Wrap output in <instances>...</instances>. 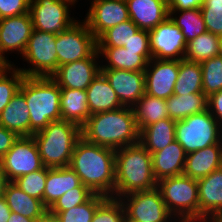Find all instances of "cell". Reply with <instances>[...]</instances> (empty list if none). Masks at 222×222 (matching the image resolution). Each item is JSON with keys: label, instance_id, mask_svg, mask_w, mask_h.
Wrapping results in <instances>:
<instances>
[{"label": "cell", "instance_id": "cell-1", "mask_svg": "<svg viewBox=\"0 0 222 222\" xmlns=\"http://www.w3.org/2000/svg\"><path fill=\"white\" fill-rule=\"evenodd\" d=\"M116 151L85 141L76 143L69 167L94 194L114 197Z\"/></svg>", "mask_w": 222, "mask_h": 222}, {"label": "cell", "instance_id": "cell-2", "mask_svg": "<svg viewBox=\"0 0 222 222\" xmlns=\"http://www.w3.org/2000/svg\"><path fill=\"white\" fill-rule=\"evenodd\" d=\"M82 138L113 150L140 142V131L132 107L100 112L89 116L81 127Z\"/></svg>", "mask_w": 222, "mask_h": 222}, {"label": "cell", "instance_id": "cell-3", "mask_svg": "<svg viewBox=\"0 0 222 222\" xmlns=\"http://www.w3.org/2000/svg\"><path fill=\"white\" fill-rule=\"evenodd\" d=\"M152 154L139 142L116 150L114 198L157 187Z\"/></svg>", "mask_w": 222, "mask_h": 222}, {"label": "cell", "instance_id": "cell-4", "mask_svg": "<svg viewBox=\"0 0 222 222\" xmlns=\"http://www.w3.org/2000/svg\"><path fill=\"white\" fill-rule=\"evenodd\" d=\"M30 114V136L50 122L61 120V88L51 77L24 76L20 89Z\"/></svg>", "mask_w": 222, "mask_h": 222}, {"label": "cell", "instance_id": "cell-5", "mask_svg": "<svg viewBox=\"0 0 222 222\" xmlns=\"http://www.w3.org/2000/svg\"><path fill=\"white\" fill-rule=\"evenodd\" d=\"M32 136L46 168L69 167L76 143L82 137L81 128L65 120L52 121Z\"/></svg>", "mask_w": 222, "mask_h": 222}, {"label": "cell", "instance_id": "cell-6", "mask_svg": "<svg viewBox=\"0 0 222 222\" xmlns=\"http://www.w3.org/2000/svg\"><path fill=\"white\" fill-rule=\"evenodd\" d=\"M164 203L177 222H199V190L197 179L184 174L158 181Z\"/></svg>", "mask_w": 222, "mask_h": 222}, {"label": "cell", "instance_id": "cell-7", "mask_svg": "<svg viewBox=\"0 0 222 222\" xmlns=\"http://www.w3.org/2000/svg\"><path fill=\"white\" fill-rule=\"evenodd\" d=\"M175 140L186 154L222 144V126L207 110L176 121Z\"/></svg>", "mask_w": 222, "mask_h": 222}, {"label": "cell", "instance_id": "cell-8", "mask_svg": "<svg viewBox=\"0 0 222 222\" xmlns=\"http://www.w3.org/2000/svg\"><path fill=\"white\" fill-rule=\"evenodd\" d=\"M57 34L33 29L23 59L30 68H18L24 76L50 77L58 68L56 51Z\"/></svg>", "mask_w": 222, "mask_h": 222}, {"label": "cell", "instance_id": "cell-9", "mask_svg": "<svg viewBox=\"0 0 222 222\" xmlns=\"http://www.w3.org/2000/svg\"><path fill=\"white\" fill-rule=\"evenodd\" d=\"M120 200L125 208L126 222H176L157 187L127 194Z\"/></svg>", "mask_w": 222, "mask_h": 222}, {"label": "cell", "instance_id": "cell-10", "mask_svg": "<svg viewBox=\"0 0 222 222\" xmlns=\"http://www.w3.org/2000/svg\"><path fill=\"white\" fill-rule=\"evenodd\" d=\"M77 0H31L29 13L33 29L54 34L63 33L75 20L69 7Z\"/></svg>", "mask_w": 222, "mask_h": 222}, {"label": "cell", "instance_id": "cell-11", "mask_svg": "<svg viewBox=\"0 0 222 222\" xmlns=\"http://www.w3.org/2000/svg\"><path fill=\"white\" fill-rule=\"evenodd\" d=\"M97 49L96 38L84 20L73 23L63 33L57 34L56 51L58 67L88 58Z\"/></svg>", "mask_w": 222, "mask_h": 222}, {"label": "cell", "instance_id": "cell-12", "mask_svg": "<svg viewBox=\"0 0 222 222\" xmlns=\"http://www.w3.org/2000/svg\"><path fill=\"white\" fill-rule=\"evenodd\" d=\"M44 167L33 136H19L11 149L0 159V168L9 181Z\"/></svg>", "mask_w": 222, "mask_h": 222}, {"label": "cell", "instance_id": "cell-13", "mask_svg": "<svg viewBox=\"0 0 222 222\" xmlns=\"http://www.w3.org/2000/svg\"><path fill=\"white\" fill-rule=\"evenodd\" d=\"M152 58L181 60L186 51V40L181 29L167 17L157 27L148 31Z\"/></svg>", "mask_w": 222, "mask_h": 222}, {"label": "cell", "instance_id": "cell-14", "mask_svg": "<svg viewBox=\"0 0 222 222\" xmlns=\"http://www.w3.org/2000/svg\"><path fill=\"white\" fill-rule=\"evenodd\" d=\"M33 24L30 13L0 19V64H11L5 55L17 51L24 54ZM6 56V57H5Z\"/></svg>", "mask_w": 222, "mask_h": 222}, {"label": "cell", "instance_id": "cell-15", "mask_svg": "<svg viewBox=\"0 0 222 222\" xmlns=\"http://www.w3.org/2000/svg\"><path fill=\"white\" fill-rule=\"evenodd\" d=\"M97 49L86 59L63 64L50 76L60 88L86 90L101 71ZM98 59V60H97Z\"/></svg>", "mask_w": 222, "mask_h": 222}, {"label": "cell", "instance_id": "cell-16", "mask_svg": "<svg viewBox=\"0 0 222 222\" xmlns=\"http://www.w3.org/2000/svg\"><path fill=\"white\" fill-rule=\"evenodd\" d=\"M84 21L97 39L104 31L129 20L126 0H92Z\"/></svg>", "mask_w": 222, "mask_h": 222}, {"label": "cell", "instance_id": "cell-17", "mask_svg": "<svg viewBox=\"0 0 222 222\" xmlns=\"http://www.w3.org/2000/svg\"><path fill=\"white\" fill-rule=\"evenodd\" d=\"M180 60L152 58L145 69V93L167 100L173 95Z\"/></svg>", "mask_w": 222, "mask_h": 222}, {"label": "cell", "instance_id": "cell-18", "mask_svg": "<svg viewBox=\"0 0 222 222\" xmlns=\"http://www.w3.org/2000/svg\"><path fill=\"white\" fill-rule=\"evenodd\" d=\"M199 222H222V167L197 180Z\"/></svg>", "mask_w": 222, "mask_h": 222}, {"label": "cell", "instance_id": "cell-19", "mask_svg": "<svg viewBox=\"0 0 222 222\" xmlns=\"http://www.w3.org/2000/svg\"><path fill=\"white\" fill-rule=\"evenodd\" d=\"M120 103L133 107L145 94V72L123 69H101Z\"/></svg>", "mask_w": 222, "mask_h": 222}, {"label": "cell", "instance_id": "cell-20", "mask_svg": "<svg viewBox=\"0 0 222 222\" xmlns=\"http://www.w3.org/2000/svg\"><path fill=\"white\" fill-rule=\"evenodd\" d=\"M129 18L141 30H151L169 17L167 0H126Z\"/></svg>", "mask_w": 222, "mask_h": 222}, {"label": "cell", "instance_id": "cell-21", "mask_svg": "<svg viewBox=\"0 0 222 222\" xmlns=\"http://www.w3.org/2000/svg\"><path fill=\"white\" fill-rule=\"evenodd\" d=\"M221 167L222 144H214L186 154L183 174L198 180Z\"/></svg>", "mask_w": 222, "mask_h": 222}, {"label": "cell", "instance_id": "cell-22", "mask_svg": "<svg viewBox=\"0 0 222 222\" xmlns=\"http://www.w3.org/2000/svg\"><path fill=\"white\" fill-rule=\"evenodd\" d=\"M186 160L184 148L174 140L167 147L152 153V170L157 181L182 175Z\"/></svg>", "mask_w": 222, "mask_h": 222}, {"label": "cell", "instance_id": "cell-23", "mask_svg": "<svg viewBox=\"0 0 222 222\" xmlns=\"http://www.w3.org/2000/svg\"><path fill=\"white\" fill-rule=\"evenodd\" d=\"M86 93L91 115L123 107L109 81L101 71L88 86Z\"/></svg>", "mask_w": 222, "mask_h": 222}, {"label": "cell", "instance_id": "cell-24", "mask_svg": "<svg viewBox=\"0 0 222 222\" xmlns=\"http://www.w3.org/2000/svg\"><path fill=\"white\" fill-rule=\"evenodd\" d=\"M80 184L79 176L70 167L47 168L44 206L49 209L67 191Z\"/></svg>", "mask_w": 222, "mask_h": 222}, {"label": "cell", "instance_id": "cell-25", "mask_svg": "<svg viewBox=\"0 0 222 222\" xmlns=\"http://www.w3.org/2000/svg\"><path fill=\"white\" fill-rule=\"evenodd\" d=\"M0 125L18 136H30V114L24 94L18 90L0 114Z\"/></svg>", "mask_w": 222, "mask_h": 222}, {"label": "cell", "instance_id": "cell-26", "mask_svg": "<svg viewBox=\"0 0 222 222\" xmlns=\"http://www.w3.org/2000/svg\"><path fill=\"white\" fill-rule=\"evenodd\" d=\"M60 114L61 120L72 122L81 128L91 115L86 90L61 88Z\"/></svg>", "mask_w": 222, "mask_h": 222}, {"label": "cell", "instance_id": "cell-27", "mask_svg": "<svg viewBox=\"0 0 222 222\" xmlns=\"http://www.w3.org/2000/svg\"><path fill=\"white\" fill-rule=\"evenodd\" d=\"M3 198L11 212L30 219L38 220L48 210L41 200L26 194L13 181L7 184Z\"/></svg>", "mask_w": 222, "mask_h": 222}, {"label": "cell", "instance_id": "cell-28", "mask_svg": "<svg viewBox=\"0 0 222 222\" xmlns=\"http://www.w3.org/2000/svg\"><path fill=\"white\" fill-rule=\"evenodd\" d=\"M99 56L105 57L107 63L101 69H123L127 71H145L148 61L138 51L123 47H97Z\"/></svg>", "mask_w": 222, "mask_h": 222}, {"label": "cell", "instance_id": "cell-29", "mask_svg": "<svg viewBox=\"0 0 222 222\" xmlns=\"http://www.w3.org/2000/svg\"><path fill=\"white\" fill-rule=\"evenodd\" d=\"M175 127L171 118L148 125L140 132V143L150 154L162 150L175 140Z\"/></svg>", "mask_w": 222, "mask_h": 222}, {"label": "cell", "instance_id": "cell-30", "mask_svg": "<svg viewBox=\"0 0 222 222\" xmlns=\"http://www.w3.org/2000/svg\"><path fill=\"white\" fill-rule=\"evenodd\" d=\"M207 106L208 99L203 92L183 95L173 94L166 100L168 116L175 121L203 112L207 110Z\"/></svg>", "mask_w": 222, "mask_h": 222}, {"label": "cell", "instance_id": "cell-31", "mask_svg": "<svg viewBox=\"0 0 222 222\" xmlns=\"http://www.w3.org/2000/svg\"><path fill=\"white\" fill-rule=\"evenodd\" d=\"M132 109L140 132L148 125L169 118L166 100L146 93Z\"/></svg>", "mask_w": 222, "mask_h": 222}, {"label": "cell", "instance_id": "cell-32", "mask_svg": "<svg viewBox=\"0 0 222 222\" xmlns=\"http://www.w3.org/2000/svg\"><path fill=\"white\" fill-rule=\"evenodd\" d=\"M201 92H203V88L200 63L181 59L173 94L183 95Z\"/></svg>", "mask_w": 222, "mask_h": 222}, {"label": "cell", "instance_id": "cell-33", "mask_svg": "<svg viewBox=\"0 0 222 222\" xmlns=\"http://www.w3.org/2000/svg\"><path fill=\"white\" fill-rule=\"evenodd\" d=\"M219 43L220 36L206 31L186 44L184 59L202 63L218 56Z\"/></svg>", "mask_w": 222, "mask_h": 222}, {"label": "cell", "instance_id": "cell-34", "mask_svg": "<svg viewBox=\"0 0 222 222\" xmlns=\"http://www.w3.org/2000/svg\"><path fill=\"white\" fill-rule=\"evenodd\" d=\"M178 12L180 15H177ZM169 17L181 29L187 43L207 31L200 8L169 11Z\"/></svg>", "mask_w": 222, "mask_h": 222}, {"label": "cell", "instance_id": "cell-35", "mask_svg": "<svg viewBox=\"0 0 222 222\" xmlns=\"http://www.w3.org/2000/svg\"><path fill=\"white\" fill-rule=\"evenodd\" d=\"M24 74L14 63L0 65V114L20 89Z\"/></svg>", "mask_w": 222, "mask_h": 222}, {"label": "cell", "instance_id": "cell-36", "mask_svg": "<svg viewBox=\"0 0 222 222\" xmlns=\"http://www.w3.org/2000/svg\"><path fill=\"white\" fill-rule=\"evenodd\" d=\"M130 19L104 31L97 39V47H123L138 32Z\"/></svg>", "mask_w": 222, "mask_h": 222}, {"label": "cell", "instance_id": "cell-37", "mask_svg": "<svg viewBox=\"0 0 222 222\" xmlns=\"http://www.w3.org/2000/svg\"><path fill=\"white\" fill-rule=\"evenodd\" d=\"M203 93L209 97L222 90V57L215 56L200 63Z\"/></svg>", "mask_w": 222, "mask_h": 222}, {"label": "cell", "instance_id": "cell-38", "mask_svg": "<svg viewBox=\"0 0 222 222\" xmlns=\"http://www.w3.org/2000/svg\"><path fill=\"white\" fill-rule=\"evenodd\" d=\"M106 198L104 195L94 194L87 202L56 214L61 222H91L98 205Z\"/></svg>", "mask_w": 222, "mask_h": 222}, {"label": "cell", "instance_id": "cell-39", "mask_svg": "<svg viewBox=\"0 0 222 222\" xmlns=\"http://www.w3.org/2000/svg\"><path fill=\"white\" fill-rule=\"evenodd\" d=\"M46 180L47 168L44 167L43 169L18 177L13 182L29 196L41 200L44 205V190Z\"/></svg>", "mask_w": 222, "mask_h": 222}, {"label": "cell", "instance_id": "cell-40", "mask_svg": "<svg viewBox=\"0 0 222 222\" xmlns=\"http://www.w3.org/2000/svg\"><path fill=\"white\" fill-rule=\"evenodd\" d=\"M91 222H126L125 208L121 200L106 197L98 205Z\"/></svg>", "mask_w": 222, "mask_h": 222}, {"label": "cell", "instance_id": "cell-41", "mask_svg": "<svg viewBox=\"0 0 222 222\" xmlns=\"http://www.w3.org/2000/svg\"><path fill=\"white\" fill-rule=\"evenodd\" d=\"M93 195L94 193L81 183L78 187L67 191V193L61 196L48 210L50 212L69 210L87 202Z\"/></svg>", "mask_w": 222, "mask_h": 222}, {"label": "cell", "instance_id": "cell-42", "mask_svg": "<svg viewBox=\"0 0 222 222\" xmlns=\"http://www.w3.org/2000/svg\"><path fill=\"white\" fill-rule=\"evenodd\" d=\"M200 10L206 30L222 36V0H205Z\"/></svg>", "mask_w": 222, "mask_h": 222}, {"label": "cell", "instance_id": "cell-43", "mask_svg": "<svg viewBox=\"0 0 222 222\" xmlns=\"http://www.w3.org/2000/svg\"><path fill=\"white\" fill-rule=\"evenodd\" d=\"M123 48L126 50L138 51V54L142 55L148 62L152 59L147 30L139 29Z\"/></svg>", "mask_w": 222, "mask_h": 222}, {"label": "cell", "instance_id": "cell-44", "mask_svg": "<svg viewBox=\"0 0 222 222\" xmlns=\"http://www.w3.org/2000/svg\"><path fill=\"white\" fill-rule=\"evenodd\" d=\"M31 0H0V19L29 13Z\"/></svg>", "mask_w": 222, "mask_h": 222}, {"label": "cell", "instance_id": "cell-45", "mask_svg": "<svg viewBox=\"0 0 222 222\" xmlns=\"http://www.w3.org/2000/svg\"><path fill=\"white\" fill-rule=\"evenodd\" d=\"M208 99L207 109L222 126V90L213 93Z\"/></svg>", "mask_w": 222, "mask_h": 222}, {"label": "cell", "instance_id": "cell-46", "mask_svg": "<svg viewBox=\"0 0 222 222\" xmlns=\"http://www.w3.org/2000/svg\"><path fill=\"white\" fill-rule=\"evenodd\" d=\"M19 136L0 125V159L11 149Z\"/></svg>", "mask_w": 222, "mask_h": 222}, {"label": "cell", "instance_id": "cell-47", "mask_svg": "<svg viewBox=\"0 0 222 222\" xmlns=\"http://www.w3.org/2000/svg\"><path fill=\"white\" fill-rule=\"evenodd\" d=\"M205 0H167L168 11H182L200 8Z\"/></svg>", "mask_w": 222, "mask_h": 222}, {"label": "cell", "instance_id": "cell-48", "mask_svg": "<svg viewBox=\"0 0 222 222\" xmlns=\"http://www.w3.org/2000/svg\"><path fill=\"white\" fill-rule=\"evenodd\" d=\"M11 215V210L4 198L0 199V222H8Z\"/></svg>", "mask_w": 222, "mask_h": 222}, {"label": "cell", "instance_id": "cell-49", "mask_svg": "<svg viewBox=\"0 0 222 222\" xmlns=\"http://www.w3.org/2000/svg\"><path fill=\"white\" fill-rule=\"evenodd\" d=\"M36 222H61L56 214L47 210Z\"/></svg>", "mask_w": 222, "mask_h": 222}, {"label": "cell", "instance_id": "cell-50", "mask_svg": "<svg viewBox=\"0 0 222 222\" xmlns=\"http://www.w3.org/2000/svg\"><path fill=\"white\" fill-rule=\"evenodd\" d=\"M36 221L37 220L24 217L21 214H17L14 212H11L10 218L8 220V222H36Z\"/></svg>", "mask_w": 222, "mask_h": 222}, {"label": "cell", "instance_id": "cell-51", "mask_svg": "<svg viewBox=\"0 0 222 222\" xmlns=\"http://www.w3.org/2000/svg\"><path fill=\"white\" fill-rule=\"evenodd\" d=\"M9 182L10 181L8 180L7 176L2 172L0 168V199L4 197V193Z\"/></svg>", "mask_w": 222, "mask_h": 222}, {"label": "cell", "instance_id": "cell-52", "mask_svg": "<svg viewBox=\"0 0 222 222\" xmlns=\"http://www.w3.org/2000/svg\"><path fill=\"white\" fill-rule=\"evenodd\" d=\"M218 56L222 57V36H220Z\"/></svg>", "mask_w": 222, "mask_h": 222}]
</instances>
